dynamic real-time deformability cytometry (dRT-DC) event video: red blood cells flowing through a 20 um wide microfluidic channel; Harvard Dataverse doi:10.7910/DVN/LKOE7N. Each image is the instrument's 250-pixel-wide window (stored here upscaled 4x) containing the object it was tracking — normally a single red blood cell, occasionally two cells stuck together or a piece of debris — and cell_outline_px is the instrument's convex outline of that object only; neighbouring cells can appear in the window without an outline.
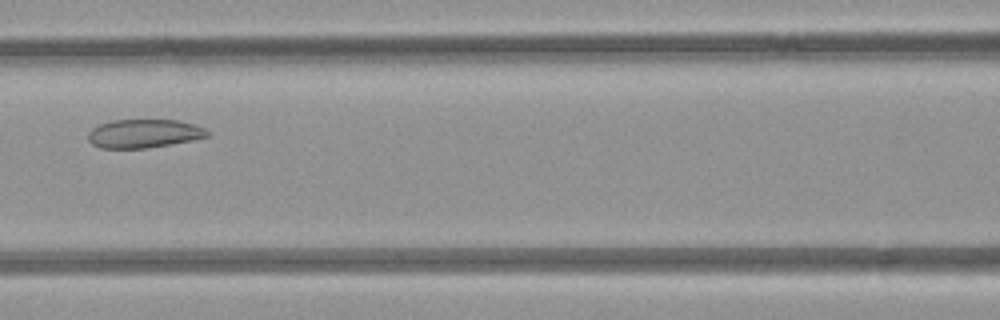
{"species": "common noctule bat (a hibernating species)", "species_latin": "Nyctalus noctula", "temperature_condition": "room temperature", "stored_images_in_passage": 4, "camera_frame_rate_fps": 3000, "um_per_image_px": 0.085, "animal": {"sex": "female", "body_mass_g": 21.9}, "frame": {"image": 1, "passage_image": 4, "time_ms": 3.333, "image_size_px": [1000, 320], "cell_outline_px": [[208, 136], [192, 140], [144, 148], [100, 148], [92, 144], [88, 140], [88, 132], [92, 128], [100, 124], [112, 120], [180, 120], [204, 128], [208, 132]], "centroid_in_image_um": [12.19, 11.35], "position_along_channel_um": 154.4, "area_um2": 19.65}}